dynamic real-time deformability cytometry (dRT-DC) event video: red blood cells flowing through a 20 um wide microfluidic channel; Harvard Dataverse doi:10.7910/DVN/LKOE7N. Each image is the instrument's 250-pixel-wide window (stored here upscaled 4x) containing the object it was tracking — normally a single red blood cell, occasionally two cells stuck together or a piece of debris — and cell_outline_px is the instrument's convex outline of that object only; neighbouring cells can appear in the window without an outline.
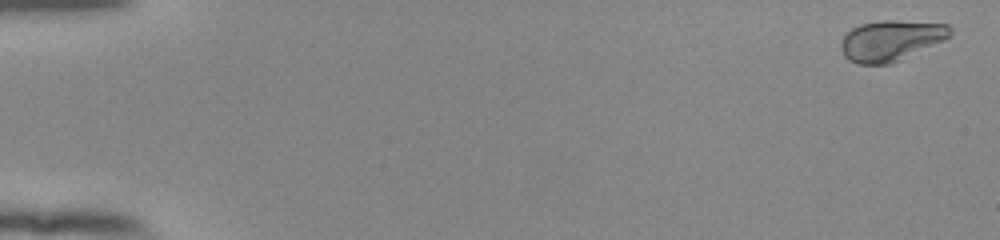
{"species": "human", "species_latin": "Homo sapiens", "temperature_condition": "room temperature", "stored_images_in_passage": 7, "camera_frame_rate_fps": 3000, "um_per_image_px": 0.085, "donor": {"sex": "female"}, "frame": {"image": 1, "passage_image": 2, "time_ms": 0.333, "image_size_px": [1000, 240], "cell_outline_px": [[952, 36], [944, 40], [900, 60], [888, 64], [860, 64], [848, 60], [844, 56], [840, 48], [840, 44], [844, 36], [852, 28], [860, 24], [880, 20], [896, 20], [948, 24], [952, 28]], "centroid_in_image_um": [75.73, 3.43], "position_along_channel_um": 9.3, "area_um2": 25.95}}